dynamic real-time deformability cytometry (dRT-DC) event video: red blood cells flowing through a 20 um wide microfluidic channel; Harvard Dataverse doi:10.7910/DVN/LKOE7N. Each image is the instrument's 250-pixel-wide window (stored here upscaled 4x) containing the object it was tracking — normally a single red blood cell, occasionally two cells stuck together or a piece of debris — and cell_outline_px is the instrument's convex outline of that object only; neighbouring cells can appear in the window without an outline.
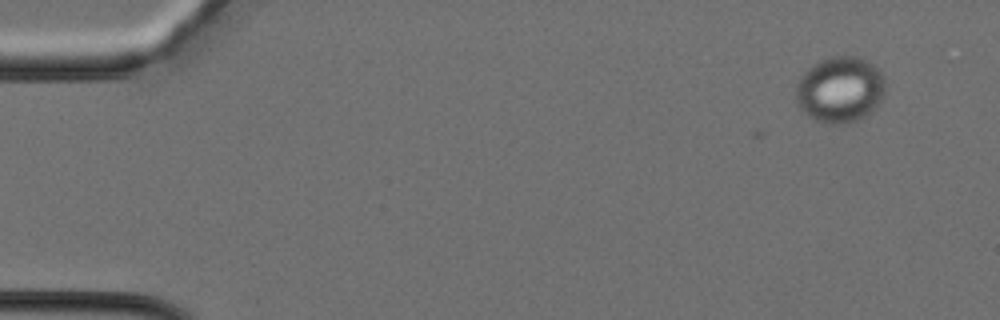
{"species": "Egyptian fruit bat (a non-hibernating species)", "species_latin": "Rousettus aegyptiacus", "temperature_condition": "cold", "stored_images_in_passage": 6, "camera_frame_rate_fps": 3000, "um_per_image_px": 0.085, "animal": {"sex": "female"}, "frame": {"image": 1, "passage_image": 6, "time_ms": 1.667, "image_size_px": [1000, 320], "cell_outline_px": [[884, 96], [880, 104], [872, 112], [848, 124], [828, 124], [816, 120], [808, 116], [796, 104], [796, 88], [800, 76], [812, 64], [828, 56], [856, 56], [872, 64], [884, 76]], "centroid_in_image_um": [71.39, 7.63], "position_along_channel_um": 13.6, "area_um2": 34.74}}